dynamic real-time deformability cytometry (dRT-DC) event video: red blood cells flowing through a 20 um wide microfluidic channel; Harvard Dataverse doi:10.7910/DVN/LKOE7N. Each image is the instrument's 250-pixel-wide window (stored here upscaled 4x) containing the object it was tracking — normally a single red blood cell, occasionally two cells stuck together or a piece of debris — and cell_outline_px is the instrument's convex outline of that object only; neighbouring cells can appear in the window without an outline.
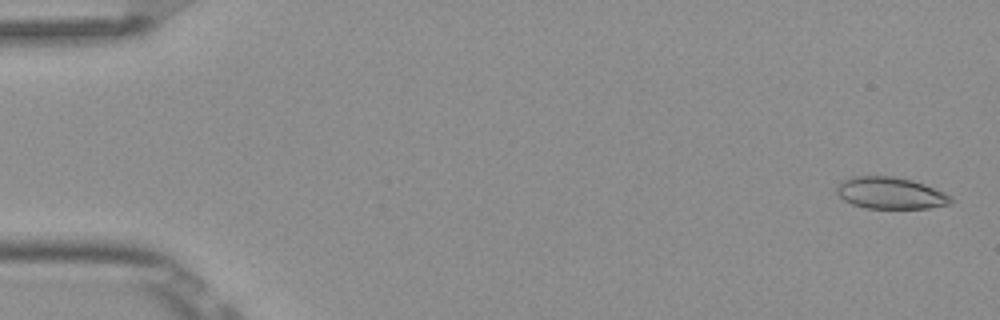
{"species": "Egyptian fruit bat (a non-hibernating species)", "species_latin": "Rousettus aegyptiacus", "temperature_condition": "room temperature", "stored_images_in_passage": 5, "camera_frame_rate_fps": 3000, "um_per_image_px": 0.085, "frame": {"image": 1, "passage_image": 1, "time_ms": 0.0, "image_size_px": [1000, 320], "cell_outline_px": [[952, 200], [948, 204], [928, 208], [864, 208], [852, 204], [844, 200], [836, 192], [836, 188], [840, 180], [852, 176], [892, 176], [912, 180], [924, 184], [944, 192], [952, 196]], "centroid_in_image_um": [75.65, 16.4], "position_along_channel_um": 9.4, "area_um2": 21.15}}
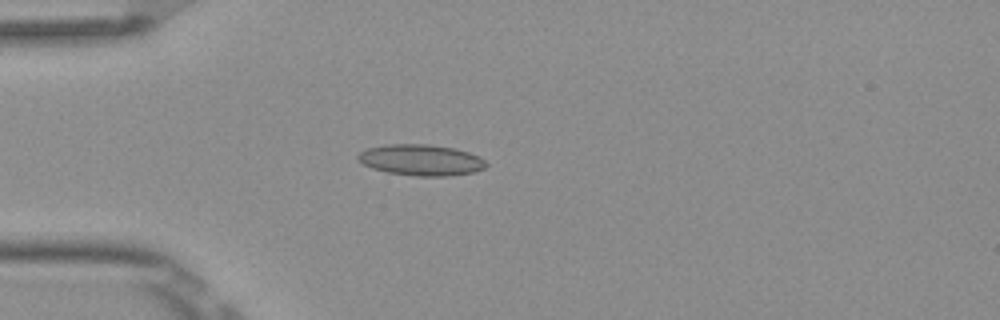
{"frame": {"image": 2, "passage_image": 4, "time_ms": 1.0, "image_size_px": [1000, 320], "cell_outline_px": [[488, 164], [484, 168], [472, 172], [448, 176], [416, 176], [388, 172], [372, 168], [356, 160], [356, 156], [360, 152], [368, 148], [388, 144], [428, 144], [456, 148], [480, 156]], "centroid_in_image_um": [35.79, 13.59], "position_along_channel_um": 49.2, "area_um2": 23.24}}